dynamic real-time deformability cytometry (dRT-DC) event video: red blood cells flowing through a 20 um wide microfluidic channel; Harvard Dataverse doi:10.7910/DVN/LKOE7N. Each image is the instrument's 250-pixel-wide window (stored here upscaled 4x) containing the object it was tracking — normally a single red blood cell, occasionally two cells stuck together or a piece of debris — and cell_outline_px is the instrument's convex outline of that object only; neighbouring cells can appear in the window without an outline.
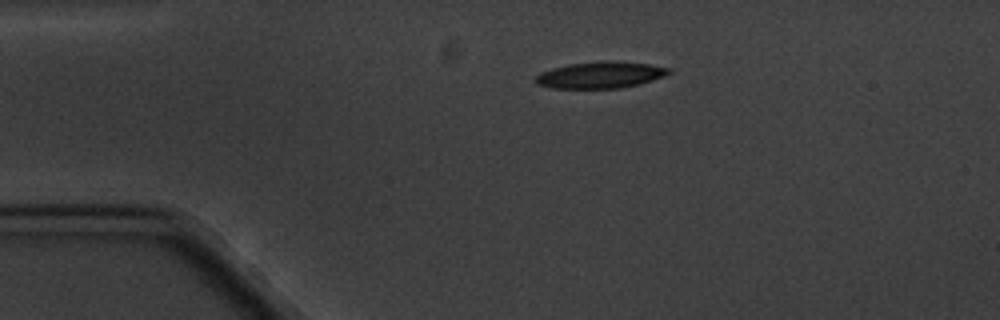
{"species": "common noctule bat (a hibernating species)", "species_latin": "Nyctalus noctula", "temperature_condition": "cold", "stored_images_in_passage": 9, "camera_frame_rate_fps": 3000, "um_per_image_px": 0.085, "animal": {"sex": "male", "body_mass_g": 20.1, "forearm_length_mm": 53.5}, "frame": {"image": 1, "passage_image": 1, "time_ms": 0.0, "image_size_px": [1000, 320], "cell_outline_px": [[672, 72], [664, 76], [640, 84], [620, 88], [552, 88], [536, 84], [536, 76], [540, 72], [552, 68], [572, 64], [600, 60], [608, 60], [648, 64], [672, 68]], "centroid_in_image_um": [51.06, 6.36], "position_along_channel_um": 33.9, "area_um2": 20.63}}
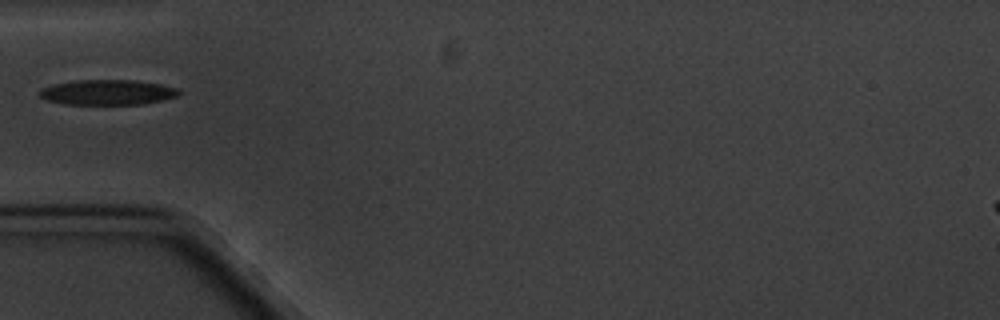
{"frame": {"image": 2, "passage_image": 3, "time_ms": 2.333, "image_size_px": [1000, 320], "cell_outline_px": [[180, 92], [176, 96], [160, 100], [140, 104], [64, 104], [48, 100], [40, 96], [36, 92], [40, 88], [52, 84], [76, 80], [132, 80], [160, 84], [176, 88]], "centroid_in_image_um": [9.05, 7.84], "position_along_channel_um": 75.9, "area_um2": 20.29}}
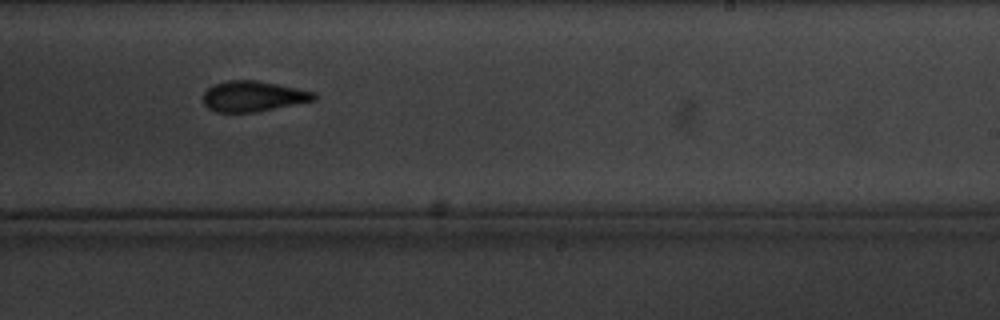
{"frame": {"image": 3, "passage_image": 8, "time_ms": 8.0, "image_size_px": [1000, 320], "cell_outline_px": [[320, 96], [316, 100], [256, 112], [216, 112], [208, 108], [204, 104], [204, 92], [212, 84], [228, 80], [256, 80], [316, 92]], "centroid_in_image_um": [21.54, 8.18], "position_along_channel_um": 267.5, "area_um2": 19.83}}